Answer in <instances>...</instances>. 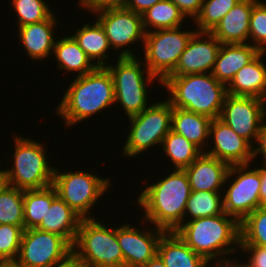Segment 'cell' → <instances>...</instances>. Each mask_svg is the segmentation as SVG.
<instances>
[{"label": "cell", "mask_w": 266, "mask_h": 267, "mask_svg": "<svg viewBox=\"0 0 266 267\" xmlns=\"http://www.w3.org/2000/svg\"><path fill=\"white\" fill-rule=\"evenodd\" d=\"M168 176L146 186L137 204L145 211V220L166 232L175 231L184 220L187 200L191 193L184 169H174ZM155 224V225H154Z\"/></svg>", "instance_id": "obj_1"}, {"label": "cell", "mask_w": 266, "mask_h": 267, "mask_svg": "<svg viewBox=\"0 0 266 267\" xmlns=\"http://www.w3.org/2000/svg\"><path fill=\"white\" fill-rule=\"evenodd\" d=\"M114 103L113 77L107 67H96L70 83L56 113L63 118L65 127L71 128Z\"/></svg>", "instance_id": "obj_2"}, {"label": "cell", "mask_w": 266, "mask_h": 267, "mask_svg": "<svg viewBox=\"0 0 266 267\" xmlns=\"http://www.w3.org/2000/svg\"><path fill=\"white\" fill-rule=\"evenodd\" d=\"M174 232L210 264L215 258L231 256L240 249V223L225 212L185 221Z\"/></svg>", "instance_id": "obj_3"}, {"label": "cell", "mask_w": 266, "mask_h": 267, "mask_svg": "<svg viewBox=\"0 0 266 267\" xmlns=\"http://www.w3.org/2000/svg\"><path fill=\"white\" fill-rule=\"evenodd\" d=\"M169 91L167 98L172 107L219 118L227 87L212 73L168 76L162 84Z\"/></svg>", "instance_id": "obj_4"}, {"label": "cell", "mask_w": 266, "mask_h": 267, "mask_svg": "<svg viewBox=\"0 0 266 267\" xmlns=\"http://www.w3.org/2000/svg\"><path fill=\"white\" fill-rule=\"evenodd\" d=\"M95 219L81 220L72 245V256L83 267H125L116 228Z\"/></svg>", "instance_id": "obj_5"}, {"label": "cell", "mask_w": 266, "mask_h": 267, "mask_svg": "<svg viewBox=\"0 0 266 267\" xmlns=\"http://www.w3.org/2000/svg\"><path fill=\"white\" fill-rule=\"evenodd\" d=\"M14 136V165L2 169L5 183L23 191L51 186L55 167L49 165L48 157L45 156L46 146L29 137Z\"/></svg>", "instance_id": "obj_6"}, {"label": "cell", "mask_w": 266, "mask_h": 267, "mask_svg": "<svg viewBox=\"0 0 266 267\" xmlns=\"http://www.w3.org/2000/svg\"><path fill=\"white\" fill-rule=\"evenodd\" d=\"M137 58L118 56L115 65L108 64L106 66L114 81L115 103H120L125 115H127L126 117L139 114L149 106L146 88L148 84L152 83L153 80L162 84Z\"/></svg>", "instance_id": "obj_7"}, {"label": "cell", "mask_w": 266, "mask_h": 267, "mask_svg": "<svg viewBox=\"0 0 266 267\" xmlns=\"http://www.w3.org/2000/svg\"><path fill=\"white\" fill-rule=\"evenodd\" d=\"M159 101L149 105L143 112L128 117L130 129L122 155L132 158L144 154L145 150L162 144L171 131L173 107L168 99Z\"/></svg>", "instance_id": "obj_8"}, {"label": "cell", "mask_w": 266, "mask_h": 267, "mask_svg": "<svg viewBox=\"0 0 266 267\" xmlns=\"http://www.w3.org/2000/svg\"><path fill=\"white\" fill-rule=\"evenodd\" d=\"M109 180L86 171L62 173L55 167L52 186L57 195L77 214L83 219H88L94 218L93 215H89L92 206H95L98 199L111 187Z\"/></svg>", "instance_id": "obj_9"}, {"label": "cell", "mask_w": 266, "mask_h": 267, "mask_svg": "<svg viewBox=\"0 0 266 267\" xmlns=\"http://www.w3.org/2000/svg\"><path fill=\"white\" fill-rule=\"evenodd\" d=\"M197 30L182 31L181 27L147 32L144 41L145 66L163 82L176 68L181 54Z\"/></svg>", "instance_id": "obj_10"}, {"label": "cell", "mask_w": 266, "mask_h": 267, "mask_svg": "<svg viewBox=\"0 0 266 267\" xmlns=\"http://www.w3.org/2000/svg\"><path fill=\"white\" fill-rule=\"evenodd\" d=\"M72 257V245L62 236L37 228L22 233L16 262L22 267H54Z\"/></svg>", "instance_id": "obj_11"}, {"label": "cell", "mask_w": 266, "mask_h": 267, "mask_svg": "<svg viewBox=\"0 0 266 267\" xmlns=\"http://www.w3.org/2000/svg\"><path fill=\"white\" fill-rule=\"evenodd\" d=\"M250 167L251 164L230 165L225 180V183H229L231 178L235 179L223 193V210L239 223L260 207V168L249 170Z\"/></svg>", "instance_id": "obj_12"}, {"label": "cell", "mask_w": 266, "mask_h": 267, "mask_svg": "<svg viewBox=\"0 0 266 267\" xmlns=\"http://www.w3.org/2000/svg\"><path fill=\"white\" fill-rule=\"evenodd\" d=\"M97 21L104 29L111 48L120 51L119 57H136V53L124 48L140 40L144 46L146 32L143 27L142 15L125 7L107 8L95 13ZM99 14V15H98Z\"/></svg>", "instance_id": "obj_13"}, {"label": "cell", "mask_w": 266, "mask_h": 267, "mask_svg": "<svg viewBox=\"0 0 266 267\" xmlns=\"http://www.w3.org/2000/svg\"><path fill=\"white\" fill-rule=\"evenodd\" d=\"M219 118L253 146L266 119V100L227 94Z\"/></svg>", "instance_id": "obj_14"}, {"label": "cell", "mask_w": 266, "mask_h": 267, "mask_svg": "<svg viewBox=\"0 0 266 267\" xmlns=\"http://www.w3.org/2000/svg\"><path fill=\"white\" fill-rule=\"evenodd\" d=\"M147 230L126 223L116 228L125 267H141L157 254L159 240L166 231L155 226Z\"/></svg>", "instance_id": "obj_15"}, {"label": "cell", "mask_w": 266, "mask_h": 267, "mask_svg": "<svg viewBox=\"0 0 266 267\" xmlns=\"http://www.w3.org/2000/svg\"><path fill=\"white\" fill-rule=\"evenodd\" d=\"M221 45L210 32L196 31L169 76L211 73Z\"/></svg>", "instance_id": "obj_16"}, {"label": "cell", "mask_w": 266, "mask_h": 267, "mask_svg": "<svg viewBox=\"0 0 266 267\" xmlns=\"http://www.w3.org/2000/svg\"><path fill=\"white\" fill-rule=\"evenodd\" d=\"M209 137L212 140L211 149L204 153L224 161L229 165L251 164L253 146L237 135L220 118L212 119L209 127Z\"/></svg>", "instance_id": "obj_17"}, {"label": "cell", "mask_w": 266, "mask_h": 267, "mask_svg": "<svg viewBox=\"0 0 266 267\" xmlns=\"http://www.w3.org/2000/svg\"><path fill=\"white\" fill-rule=\"evenodd\" d=\"M229 168L228 163L203 152L184 171L191 190L221 192L225 190Z\"/></svg>", "instance_id": "obj_18"}, {"label": "cell", "mask_w": 266, "mask_h": 267, "mask_svg": "<svg viewBox=\"0 0 266 267\" xmlns=\"http://www.w3.org/2000/svg\"><path fill=\"white\" fill-rule=\"evenodd\" d=\"M55 18L57 19L53 13L44 21L18 27L17 35L31 60H44L53 53L56 42L53 33L55 26L59 24Z\"/></svg>", "instance_id": "obj_19"}, {"label": "cell", "mask_w": 266, "mask_h": 267, "mask_svg": "<svg viewBox=\"0 0 266 267\" xmlns=\"http://www.w3.org/2000/svg\"><path fill=\"white\" fill-rule=\"evenodd\" d=\"M257 0H240L210 32L222 44L249 40L250 16Z\"/></svg>", "instance_id": "obj_20"}, {"label": "cell", "mask_w": 266, "mask_h": 267, "mask_svg": "<svg viewBox=\"0 0 266 267\" xmlns=\"http://www.w3.org/2000/svg\"><path fill=\"white\" fill-rule=\"evenodd\" d=\"M265 52H260L251 62L243 66L227 87V94L255 97L266 100V65L262 61Z\"/></svg>", "instance_id": "obj_21"}, {"label": "cell", "mask_w": 266, "mask_h": 267, "mask_svg": "<svg viewBox=\"0 0 266 267\" xmlns=\"http://www.w3.org/2000/svg\"><path fill=\"white\" fill-rule=\"evenodd\" d=\"M260 51L248 43L222 44L212 70L213 76L226 86L237 71L251 62Z\"/></svg>", "instance_id": "obj_22"}, {"label": "cell", "mask_w": 266, "mask_h": 267, "mask_svg": "<svg viewBox=\"0 0 266 267\" xmlns=\"http://www.w3.org/2000/svg\"><path fill=\"white\" fill-rule=\"evenodd\" d=\"M65 201L57 196L53 201L37 229L64 237L71 245L74 244L81 220Z\"/></svg>", "instance_id": "obj_23"}, {"label": "cell", "mask_w": 266, "mask_h": 267, "mask_svg": "<svg viewBox=\"0 0 266 267\" xmlns=\"http://www.w3.org/2000/svg\"><path fill=\"white\" fill-rule=\"evenodd\" d=\"M157 254L165 267H208L209 261L195 253L174 231L159 240Z\"/></svg>", "instance_id": "obj_24"}, {"label": "cell", "mask_w": 266, "mask_h": 267, "mask_svg": "<svg viewBox=\"0 0 266 267\" xmlns=\"http://www.w3.org/2000/svg\"><path fill=\"white\" fill-rule=\"evenodd\" d=\"M211 121L208 116L173 107L171 130L184 136L204 152L203 149L205 150L204 147H207L209 142Z\"/></svg>", "instance_id": "obj_25"}, {"label": "cell", "mask_w": 266, "mask_h": 267, "mask_svg": "<svg viewBox=\"0 0 266 267\" xmlns=\"http://www.w3.org/2000/svg\"><path fill=\"white\" fill-rule=\"evenodd\" d=\"M76 30L75 34L71 36L79 47L95 66L106 67L108 65L107 61H105L107 59L106 54L111 50V47L100 23L97 20L94 24L88 22Z\"/></svg>", "instance_id": "obj_26"}, {"label": "cell", "mask_w": 266, "mask_h": 267, "mask_svg": "<svg viewBox=\"0 0 266 267\" xmlns=\"http://www.w3.org/2000/svg\"><path fill=\"white\" fill-rule=\"evenodd\" d=\"M53 53L52 55L56 57L58 63V69L77 72L75 77L83 76L97 67L71 35L56 40Z\"/></svg>", "instance_id": "obj_27"}, {"label": "cell", "mask_w": 266, "mask_h": 267, "mask_svg": "<svg viewBox=\"0 0 266 267\" xmlns=\"http://www.w3.org/2000/svg\"><path fill=\"white\" fill-rule=\"evenodd\" d=\"M55 188L51 185L39 190L23 191L24 230L37 228L45 217L47 209L57 197Z\"/></svg>", "instance_id": "obj_28"}, {"label": "cell", "mask_w": 266, "mask_h": 267, "mask_svg": "<svg viewBox=\"0 0 266 267\" xmlns=\"http://www.w3.org/2000/svg\"><path fill=\"white\" fill-rule=\"evenodd\" d=\"M184 18L186 17L179 10V7L171 0H162L142 14L143 27L146 33L150 32L151 28L155 31L181 27Z\"/></svg>", "instance_id": "obj_29"}, {"label": "cell", "mask_w": 266, "mask_h": 267, "mask_svg": "<svg viewBox=\"0 0 266 267\" xmlns=\"http://www.w3.org/2000/svg\"><path fill=\"white\" fill-rule=\"evenodd\" d=\"M160 146L176 169H185L203 153L184 136L172 130L165 136Z\"/></svg>", "instance_id": "obj_30"}, {"label": "cell", "mask_w": 266, "mask_h": 267, "mask_svg": "<svg viewBox=\"0 0 266 267\" xmlns=\"http://www.w3.org/2000/svg\"><path fill=\"white\" fill-rule=\"evenodd\" d=\"M222 194V192L191 190L184 212L183 223L187 220L185 218H188L189 216L187 221L223 214Z\"/></svg>", "instance_id": "obj_31"}, {"label": "cell", "mask_w": 266, "mask_h": 267, "mask_svg": "<svg viewBox=\"0 0 266 267\" xmlns=\"http://www.w3.org/2000/svg\"><path fill=\"white\" fill-rule=\"evenodd\" d=\"M23 190L7 185L0 188V224L20 226L24 230Z\"/></svg>", "instance_id": "obj_32"}, {"label": "cell", "mask_w": 266, "mask_h": 267, "mask_svg": "<svg viewBox=\"0 0 266 267\" xmlns=\"http://www.w3.org/2000/svg\"><path fill=\"white\" fill-rule=\"evenodd\" d=\"M240 245L266 247V206H260L240 223Z\"/></svg>", "instance_id": "obj_33"}, {"label": "cell", "mask_w": 266, "mask_h": 267, "mask_svg": "<svg viewBox=\"0 0 266 267\" xmlns=\"http://www.w3.org/2000/svg\"><path fill=\"white\" fill-rule=\"evenodd\" d=\"M240 0H203L200 14L195 18L194 24L199 32H211L221 19Z\"/></svg>", "instance_id": "obj_34"}, {"label": "cell", "mask_w": 266, "mask_h": 267, "mask_svg": "<svg viewBox=\"0 0 266 267\" xmlns=\"http://www.w3.org/2000/svg\"><path fill=\"white\" fill-rule=\"evenodd\" d=\"M18 27L48 19L54 12L44 0H11Z\"/></svg>", "instance_id": "obj_35"}, {"label": "cell", "mask_w": 266, "mask_h": 267, "mask_svg": "<svg viewBox=\"0 0 266 267\" xmlns=\"http://www.w3.org/2000/svg\"><path fill=\"white\" fill-rule=\"evenodd\" d=\"M23 231L20 226L0 224V262L16 261Z\"/></svg>", "instance_id": "obj_36"}, {"label": "cell", "mask_w": 266, "mask_h": 267, "mask_svg": "<svg viewBox=\"0 0 266 267\" xmlns=\"http://www.w3.org/2000/svg\"><path fill=\"white\" fill-rule=\"evenodd\" d=\"M260 52L266 51V2L257 0L250 16L249 39Z\"/></svg>", "instance_id": "obj_37"}, {"label": "cell", "mask_w": 266, "mask_h": 267, "mask_svg": "<svg viewBox=\"0 0 266 267\" xmlns=\"http://www.w3.org/2000/svg\"><path fill=\"white\" fill-rule=\"evenodd\" d=\"M240 250L248 252L246 266L266 267V247L255 245H240Z\"/></svg>", "instance_id": "obj_38"}, {"label": "cell", "mask_w": 266, "mask_h": 267, "mask_svg": "<svg viewBox=\"0 0 266 267\" xmlns=\"http://www.w3.org/2000/svg\"><path fill=\"white\" fill-rule=\"evenodd\" d=\"M78 2V6L89 10L90 13L107 8L124 7L125 4V0H79Z\"/></svg>", "instance_id": "obj_39"}, {"label": "cell", "mask_w": 266, "mask_h": 267, "mask_svg": "<svg viewBox=\"0 0 266 267\" xmlns=\"http://www.w3.org/2000/svg\"><path fill=\"white\" fill-rule=\"evenodd\" d=\"M184 14L185 17L196 18L201 11L203 0H171Z\"/></svg>", "instance_id": "obj_40"}, {"label": "cell", "mask_w": 266, "mask_h": 267, "mask_svg": "<svg viewBox=\"0 0 266 267\" xmlns=\"http://www.w3.org/2000/svg\"><path fill=\"white\" fill-rule=\"evenodd\" d=\"M256 143L253 145V159L256 158L259 154L263 157V163H266V123L264 122L259 130V133L256 138Z\"/></svg>", "instance_id": "obj_41"}, {"label": "cell", "mask_w": 266, "mask_h": 267, "mask_svg": "<svg viewBox=\"0 0 266 267\" xmlns=\"http://www.w3.org/2000/svg\"><path fill=\"white\" fill-rule=\"evenodd\" d=\"M160 1L162 0H125L124 7L142 15L146 10Z\"/></svg>", "instance_id": "obj_42"}, {"label": "cell", "mask_w": 266, "mask_h": 267, "mask_svg": "<svg viewBox=\"0 0 266 267\" xmlns=\"http://www.w3.org/2000/svg\"><path fill=\"white\" fill-rule=\"evenodd\" d=\"M264 167H260V191H259V200L260 206H266V163L263 164Z\"/></svg>", "instance_id": "obj_43"}, {"label": "cell", "mask_w": 266, "mask_h": 267, "mask_svg": "<svg viewBox=\"0 0 266 267\" xmlns=\"http://www.w3.org/2000/svg\"><path fill=\"white\" fill-rule=\"evenodd\" d=\"M220 258L221 257H219L218 260L216 258V264L215 265L217 267H246V263L244 261L242 264V262H239L238 259L237 260L235 259V261H233V260H230L231 258L226 257V256H224V257L222 256V258L221 259ZM208 267H210V263H209Z\"/></svg>", "instance_id": "obj_44"}, {"label": "cell", "mask_w": 266, "mask_h": 267, "mask_svg": "<svg viewBox=\"0 0 266 267\" xmlns=\"http://www.w3.org/2000/svg\"><path fill=\"white\" fill-rule=\"evenodd\" d=\"M141 267H165V265L159 255L156 254L151 260Z\"/></svg>", "instance_id": "obj_45"}, {"label": "cell", "mask_w": 266, "mask_h": 267, "mask_svg": "<svg viewBox=\"0 0 266 267\" xmlns=\"http://www.w3.org/2000/svg\"><path fill=\"white\" fill-rule=\"evenodd\" d=\"M54 267H83V266L72 256L66 262Z\"/></svg>", "instance_id": "obj_46"}, {"label": "cell", "mask_w": 266, "mask_h": 267, "mask_svg": "<svg viewBox=\"0 0 266 267\" xmlns=\"http://www.w3.org/2000/svg\"><path fill=\"white\" fill-rule=\"evenodd\" d=\"M0 267H22L16 261L0 262Z\"/></svg>", "instance_id": "obj_47"}, {"label": "cell", "mask_w": 266, "mask_h": 267, "mask_svg": "<svg viewBox=\"0 0 266 267\" xmlns=\"http://www.w3.org/2000/svg\"><path fill=\"white\" fill-rule=\"evenodd\" d=\"M5 184V178L2 169L0 170V188Z\"/></svg>", "instance_id": "obj_48"}]
</instances>
